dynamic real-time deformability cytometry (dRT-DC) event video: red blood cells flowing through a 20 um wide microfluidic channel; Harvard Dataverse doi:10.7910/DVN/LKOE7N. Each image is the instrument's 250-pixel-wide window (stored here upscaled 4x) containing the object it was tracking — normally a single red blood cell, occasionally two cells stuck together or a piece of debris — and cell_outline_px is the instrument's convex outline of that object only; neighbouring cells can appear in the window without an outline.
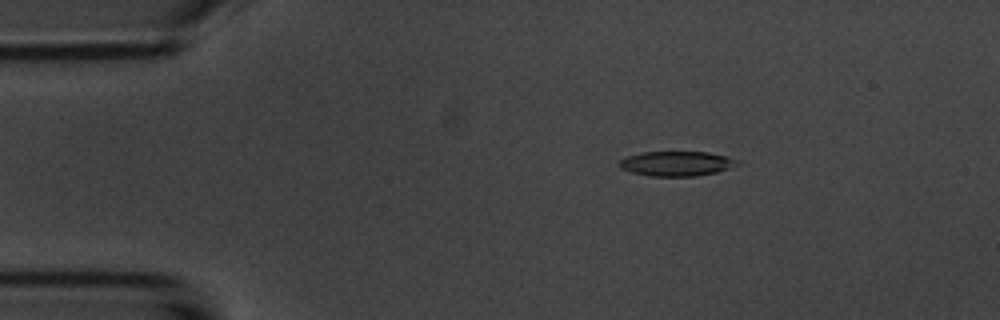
{"species": "common noctule bat (a hibernating species)", "species_latin": "Nyctalus noctula", "temperature_condition": "room temperature", "stored_images_in_passage": 6, "camera_frame_rate_fps": 3000, "um_per_image_px": 0.085, "animal": {"sex": "male", "body_mass_g": 20.1, "forearm_length_mm": 53.5}, "frame": {"image": 1, "passage_image": 3, "time_ms": 2.333, "image_size_px": [1000, 320], "cell_outline_px": [[740, 164], [716, 172], [696, 176], [652, 176], [632, 172], [620, 168], [620, 160], [628, 156], [640, 152], [708, 152], [728, 156], [740, 160]], "centroid_in_image_um": [57.55, 13.9], "position_along_channel_um": 27.4, "area_um2": 16.99}}
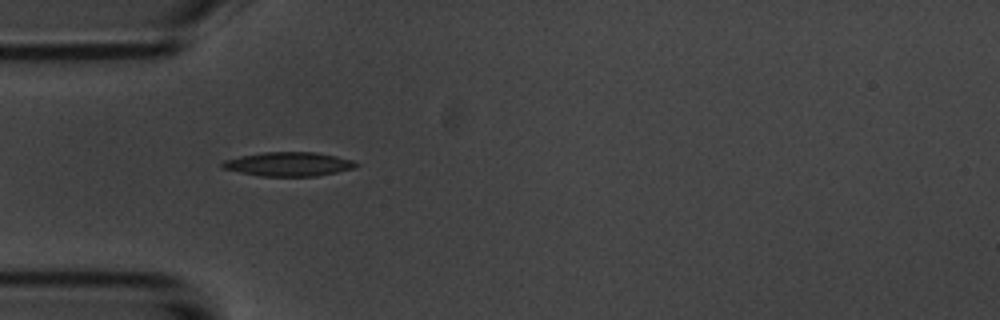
{"frame": {"image": 2, "passage_image": 5, "time_ms": 4.667, "image_size_px": [1000, 320], "cell_outline_px": [[360, 164], [356, 168], [316, 176], [260, 176], [240, 172], [224, 168], [220, 164], [224, 160], [240, 156], [264, 152], [316, 152], [336, 156], [352, 160]], "centroid_in_image_um": [24.56, 13.94], "position_along_channel_um": 60.4, "area_um2": 18.67}}